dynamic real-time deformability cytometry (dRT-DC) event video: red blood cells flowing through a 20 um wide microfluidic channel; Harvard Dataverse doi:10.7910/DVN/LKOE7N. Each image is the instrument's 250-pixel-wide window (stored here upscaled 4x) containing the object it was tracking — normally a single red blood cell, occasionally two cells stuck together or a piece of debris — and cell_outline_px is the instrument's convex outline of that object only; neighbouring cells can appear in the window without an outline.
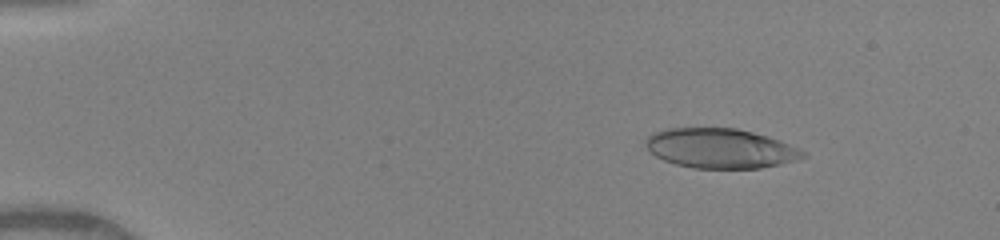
{"species": "human", "species_latin": "Homo sapiens", "temperature_condition": "warm", "stored_images_in_passage": 49, "camera_frame_rate_fps": 3000, "um_per_image_px": 0.085, "donor": {"sex": "female"}, "frame": {"image": 1, "passage_image": 7, "time_ms": 2.0, "image_size_px": [1000, 240], "cell_outline_px": [[808, 156], [796, 160], [780, 164], [760, 168], [692, 168], [676, 164], [664, 160], [648, 152], [644, 144], [644, 140], [648, 136], [664, 128], [736, 128], [768, 136], [780, 140], [800, 148]], "centroid_in_image_um": [61.22, 12.61], "position_along_channel_um": 23.8, "area_um2": 36.59}}
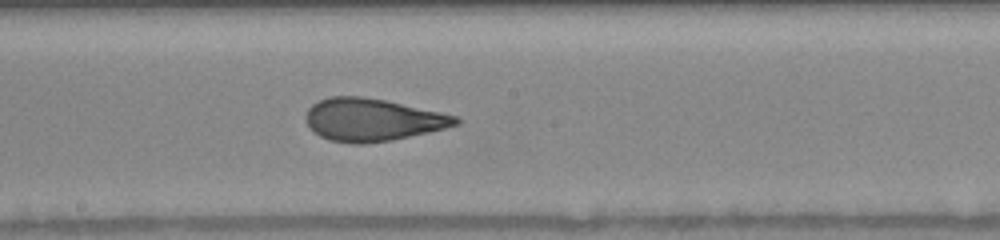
{"frame": {"image": 2, "passage_image": 28, "time_ms": 9.0, "image_size_px": [1000, 240], "cell_outline_px": [[460, 124], [428, 132], [392, 140], [364, 144], [352, 144], [328, 140], [320, 136], [308, 124], [304, 116], [308, 108], [312, 104], [320, 100], [332, 96], [360, 96], [384, 100], [460, 116]], "centroid_in_image_um": [31.66, 10.18], "position_along_channel_um": 216.5, "area_um2": 37.11}}
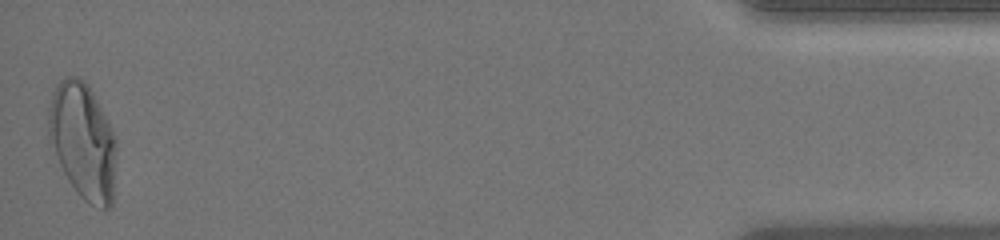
{"frame": {"image": 3, "passage_image": 49, "time_ms": 16.0, "image_size_px": [1000, 240], "cell_outline_px": [[116, 144], [112, 204], [108, 208], [100, 208], [84, 200], [76, 192], [64, 172], [48, 140], [48, 108], [52, 92], [56, 84], [60, 80], [68, 76], [76, 76], [84, 80], [88, 84], [112, 128], [116, 140]], "centroid_in_image_um": [7.03, 11.95], "position_along_channel_um": 428.2, "area_um2": 45.89}, "authors_computed_cell_mechanics": {"area_um2": 37.6856, "velocity_mm_per_s": 4.134, "shape_relaxation_time_tau1_ms": 9.8333, "shape_relaxation_time_tau2_ms": 1.0043, "deformation_change_tau1": 0.316, "deformation_change_tau2": 0.0841}}